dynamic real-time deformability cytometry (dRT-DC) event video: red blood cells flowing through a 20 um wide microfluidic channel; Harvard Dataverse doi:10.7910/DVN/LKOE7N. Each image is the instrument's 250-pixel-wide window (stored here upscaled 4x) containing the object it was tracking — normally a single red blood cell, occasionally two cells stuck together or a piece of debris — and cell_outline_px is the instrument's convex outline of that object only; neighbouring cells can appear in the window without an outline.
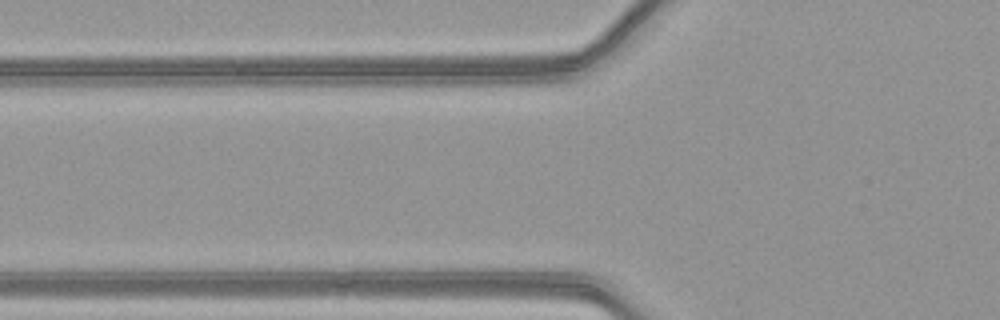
{"species": "common noctule bat (a hibernating species)", "species_latin": "Nyctalus noctula", "temperature_condition": "warm", "stored_images_in_passage": 2, "camera_frame_rate_fps": 3000, "um_per_image_px": 0.085, "animal": {"sex": "female", "body_mass_g": 21.9}, "frame": {"image": 1, "passage_image": 2, "time_ms": 0.333, "image_size_px": [1000, 320], "cell_outline_px": [[616, 300], [612, 300], [432, 280], [448, 268], [544, 268], [584, 272], [608, 292]], "centroid_in_image_um": [44.98, 23.85], "position_along_channel_um": 80.8, "area_um2": 24.22}}